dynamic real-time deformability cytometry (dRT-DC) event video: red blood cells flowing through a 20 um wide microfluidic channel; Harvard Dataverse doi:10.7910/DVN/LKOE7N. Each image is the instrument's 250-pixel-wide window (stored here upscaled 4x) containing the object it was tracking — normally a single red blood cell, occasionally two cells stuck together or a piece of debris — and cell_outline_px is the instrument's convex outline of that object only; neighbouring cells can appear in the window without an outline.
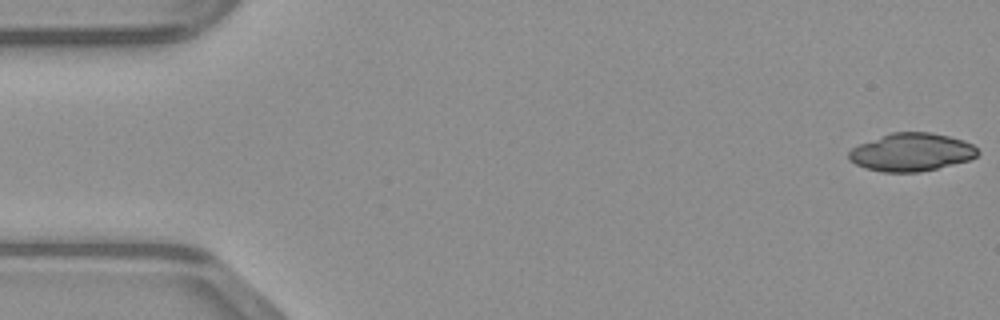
{"species": "common noctule bat (a hibernating species)", "species_latin": "Nyctalus noctula", "temperature_condition": "warm", "stored_images_in_passage": 49, "camera_frame_rate_fps": 3000, "um_per_image_px": 0.085, "animal": {"sex": "male", "body_mass_g": 23.1, "forearm_length_mm": 52.7}, "frame": {"image": 1, "passage_image": 1, "time_ms": 0.0, "image_size_px": [1000, 320], "cell_outline_px": [[980, 152], [976, 156], [968, 160], [920, 172], [884, 172], [864, 168], [848, 160], [848, 152], [852, 148], [860, 144], [892, 132], [932, 132], [964, 140], [972, 144]], "centroid_in_image_um": [77.46, 12.93], "position_along_channel_um": 7.5, "area_um2": 28.38}}
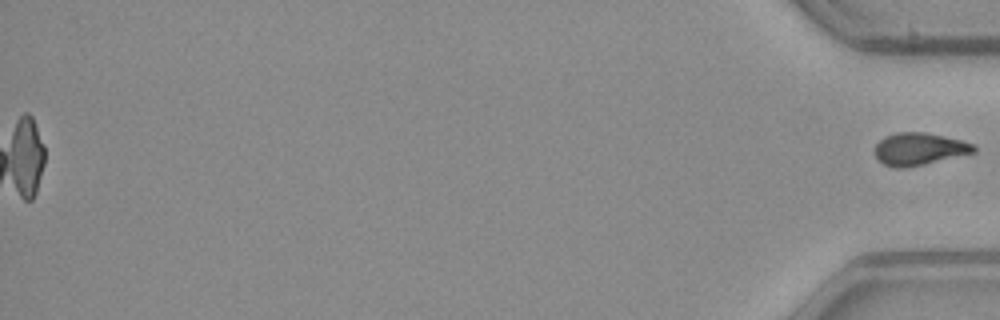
{"frame": {"image": 2, "passage_image": 49, "time_ms": 16.0, "image_size_px": [1000, 320], "cell_outline_px": [[976, 152], [908, 168], [892, 168], [876, 160], [876, 144], [884, 136], [896, 132], [924, 132], [944, 136], [976, 144]], "centroid_in_image_um": [78.12, 12.67], "position_along_channel_um": 357.1, "area_um2": 18.84}}